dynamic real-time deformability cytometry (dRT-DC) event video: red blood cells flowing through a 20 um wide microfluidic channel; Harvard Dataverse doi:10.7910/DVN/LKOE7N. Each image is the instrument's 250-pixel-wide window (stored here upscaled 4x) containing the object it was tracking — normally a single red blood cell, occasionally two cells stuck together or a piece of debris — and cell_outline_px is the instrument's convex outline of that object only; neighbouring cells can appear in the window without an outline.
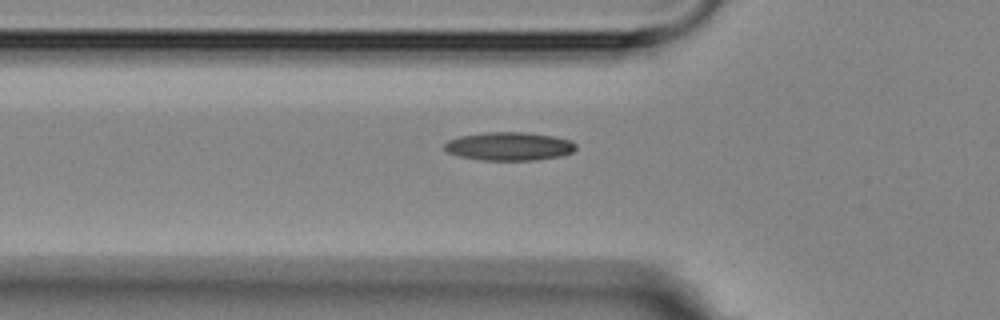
{"species": "Egyptian fruit bat (a non-hibernating species)", "species_latin": "Rousettus aegyptiacus", "temperature_condition": "room temperature", "stored_images_in_passage": 6, "camera_frame_rate_fps": 3000, "um_per_image_px": 0.085, "animal": {"sex": "female"}, "frame": {"image": 1, "passage_image": 5, "time_ms": 5.667, "image_size_px": [1000, 320], "cell_outline_px": [[576, 148], [572, 152], [560, 156], [536, 160], [484, 160], [460, 156], [448, 152], [444, 148], [444, 144], [448, 140], [460, 136], [484, 132], [524, 132], [552, 136], [572, 140], [576, 144]], "centroid_in_image_um": [43.29, 12.43], "position_along_channel_um": 82.5, "area_um2": 21.68}}
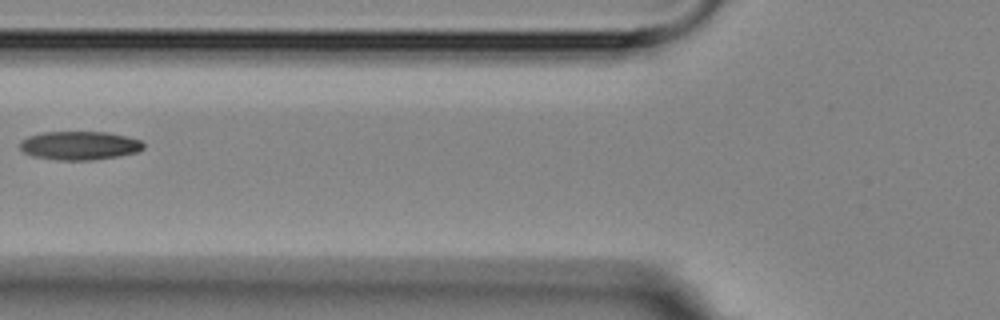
{"frame": {"image": 2, "passage_image": 6, "time_ms": 6.667, "image_size_px": [1000, 320], "cell_outline_px": [[144, 148], [136, 152], [120, 156], [92, 160], [56, 160], [32, 156], [24, 152], [20, 148], [20, 140], [28, 136], [44, 132], [108, 132], [140, 140], [144, 144]], "centroid_in_image_um": [6.74, 12.37], "position_along_channel_um": 119.1, "area_um2": 20.63}}